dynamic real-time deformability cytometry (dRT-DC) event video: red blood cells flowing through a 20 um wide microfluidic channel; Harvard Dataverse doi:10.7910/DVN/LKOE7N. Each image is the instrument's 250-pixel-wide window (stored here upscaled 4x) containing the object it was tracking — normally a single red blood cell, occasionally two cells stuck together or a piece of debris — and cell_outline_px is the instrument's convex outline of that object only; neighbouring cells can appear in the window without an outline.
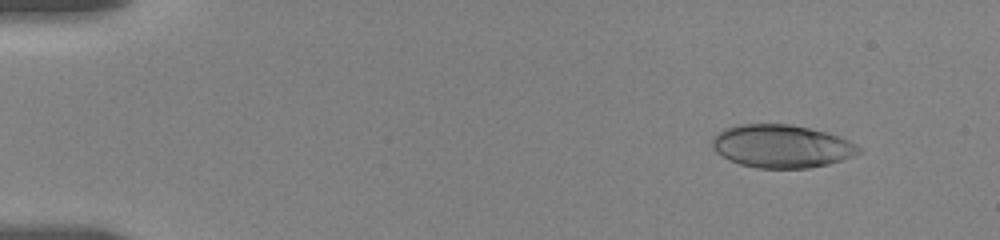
{"species": "human", "species_latin": "Homo sapiens", "temperature_condition": "room temperature", "stored_images_in_passage": 21, "camera_frame_rate_fps": 3000, "um_per_image_px": 0.085, "donor": {"sex": "female"}, "frame": {"image": 1, "passage_image": 4, "time_ms": 1.667, "image_size_px": [1000, 240], "cell_outline_px": [[864, 152], [828, 164], [808, 168], [756, 168], [740, 164], [728, 160], [716, 152], [712, 148], [712, 136], [724, 128], [740, 124], [788, 124], [808, 128], [840, 136], [856, 144]], "centroid_in_image_um": [66.41, 12.43], "position_along_channel_um": 18.6, "area_um2": 36.82}}
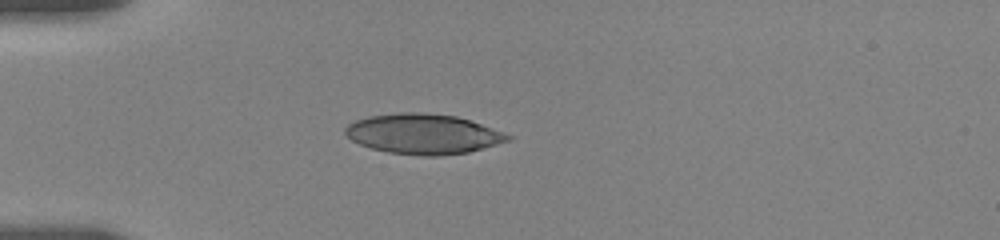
{"frame": {"image": 2, "passage_image": 17, "time_ms": 5.0, "image_size_px": [1000, 240], "cell_outline_px": [[512, 140], [468, 152], [436, 156], [424, 156], [388, 152], [372, 148], [360, 144], [352, 140], [344, 132], [344, 128], [348, 124], [356, 120], [368, 116], [400, 112], [424, 112], [456, 116], [480, 124], [512, 136]], "centroid_in_image_um": [35.95, 11.38], "position_along_channel_um": 49.1, "area_um2": 37.74}}